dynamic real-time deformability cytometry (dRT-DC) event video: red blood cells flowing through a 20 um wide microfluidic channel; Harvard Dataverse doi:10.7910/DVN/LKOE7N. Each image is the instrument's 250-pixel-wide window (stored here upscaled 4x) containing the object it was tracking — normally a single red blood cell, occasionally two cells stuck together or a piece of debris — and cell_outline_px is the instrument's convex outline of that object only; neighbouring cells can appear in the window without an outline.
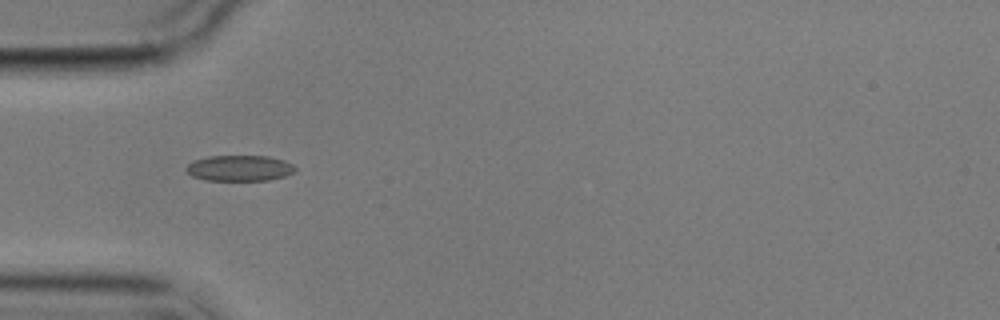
{"species": "common noctule bat (a hibernating species)", "species_latin": "Nyctalus noctula", "temperature_condition": "cold", "stored_images_in_passage": 3, "camera_frame_rate_fps": 3000, "um_per_image_px": 0.085, "animal": {"sex": "male", "body_mass_g": 17.9}, "frame": {"image": 1, "passage_image": 2, "time_ms": 2.0, "image_size_px": [1000, 320], "cell_outline_px": [[296, 168], [292, 172], [284, 176], [268, 180], [204, 180], [192, 176], [184, 168], [192, 160], [208, 156], [268, 156], [284, 160], [292, 164]], "centroid_in_image_um": [20.31, 14.28], "position_along_channel_um": 64.7, "area_um2": 16.36}}